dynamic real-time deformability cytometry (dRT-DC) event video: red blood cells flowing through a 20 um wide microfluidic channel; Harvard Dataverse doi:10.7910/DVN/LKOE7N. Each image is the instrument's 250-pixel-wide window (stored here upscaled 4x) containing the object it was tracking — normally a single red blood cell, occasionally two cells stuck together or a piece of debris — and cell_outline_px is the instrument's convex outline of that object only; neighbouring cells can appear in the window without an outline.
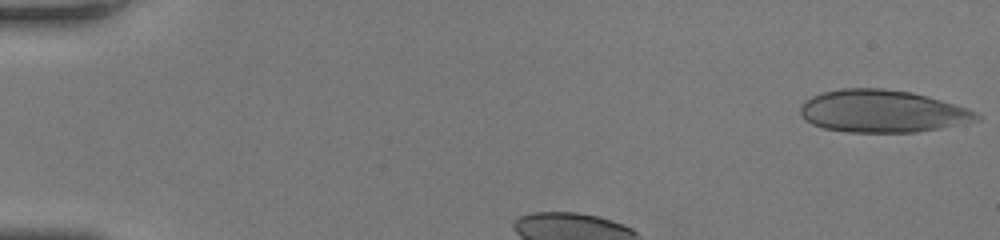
{"species": "human", "species_latin": "Homo sapiens", "temperature_condition": "room temperature", "stored_images_in_passage": 31, "camera_frame_rate_fps": 3000, "um_per_image_px": 0.085, "donor": {"sex": "female"}, "frame": {"image": 1, "passage_image": 1, "time_ms": 0.0, "image_size_px": [1000, 240], "cell_outline_px": [[980, 120], [940, 128], [916, 132], [848, 132], [824, 128], [812, 124], [804, 120], [800, 112], [800, 108], [804, 100], [812, 96], [824, 92], [840, 88], [884, 88], [912, 92], [968, 108], [976, 112], [980, 116]], "centroid_in_image_um": [74.97, 9.45], "position_along_channel_um": 10.0, "area_um2": 43.58}}
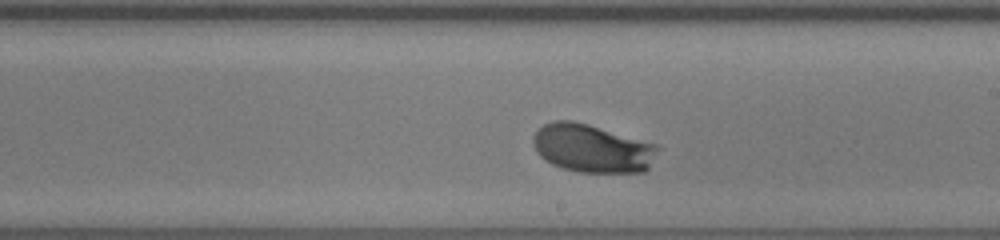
{"frame": {"image": 2, "passage_image": 20, "time_ms": 6.333, "image_size_px": [1000, 240], "cell_outline_px": [[660, 148], [648, 168], [644, 172], [576, 172], [552, 164], [544, 160], [536, 152], [532, 144], [532, 136], [544, 124], [552, 120], [572, 120], [588, 124], [660, 144]], "centroid_in_image_um": [50.34, 12.6], "position_along_channel_um": 238.7, "area_um2": 35.43}}
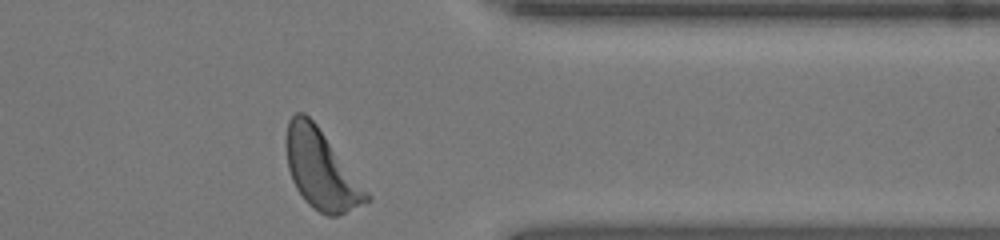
{"frame": {"image": 3, "passage_image": 31, "time_ms": 10.0, "image_size_px": [1000, 240], "cell_outline_px": [[372, 200], [336, 216], [328, 216], [320, 212], [308, 204], [304, 200], [296, 188], [292, 180], [288, 168], [284, 140], [288, 120], [296, 112], [304, 112], [316, 124], [372, 196]], "centroid_in_image_um": [27.27, 14.4], "position_along_channel_um": 384.1, "area_um2": 36.93}, "authors_computed_cell_mechanics": {"area_um2": 34.6222, "velocity_mm_per_s": 4.1731, "shape_relaxation_time_tau1_ms": 1.94, "shape_relaxation_time_tau2_ms": null, "deformation_change_tau1": 0.1629, "deformation_change_tau2": null}}